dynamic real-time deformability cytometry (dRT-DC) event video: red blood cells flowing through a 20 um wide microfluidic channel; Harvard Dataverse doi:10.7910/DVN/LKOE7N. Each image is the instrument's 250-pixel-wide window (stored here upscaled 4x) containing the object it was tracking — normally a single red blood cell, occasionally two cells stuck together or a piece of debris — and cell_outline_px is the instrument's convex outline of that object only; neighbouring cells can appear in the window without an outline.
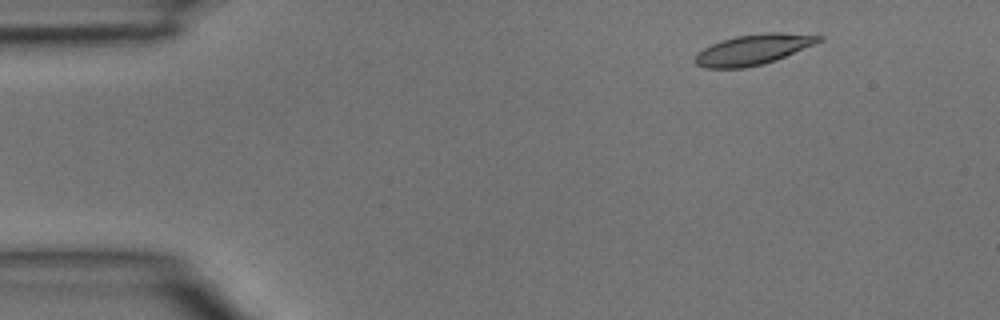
{"species": "common noctule bat (a hibernating species)", "species_latin": "Nyctalus noctula", "temperature_condition": "room temperature", "stored_images_in_passage": 4, "camera_frame_rate_fps": 3000, "um_per_image_px": 0.085, "animal": {"sex": "male", "body_mass_g": 15.6}, "frame": {"image": 1, "passage_image": 1, "time_ms": 0.0, "image_size_px": [1000, 320], "cell_outline_px": [[824, 40], [816, 44], [776, 60], [764, 64], [744, 68], [704, 68], [696, 64], [696, 56], [704, 48], [720, 40], [736, 36], [764, 32], [780, 32], [824, 36]], "centroid_in_image_um": [64.08, 4.2], "position_along_channel_um": 20.9, "area_um2": 21.96}}
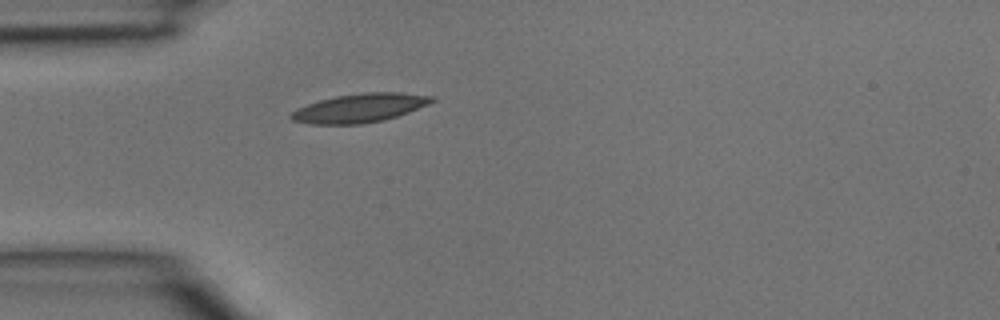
{"frame": {"image": 2, "passage_image": 3, "time_ms": 0.667, "image_size_px": [1000, 320], "cell_outline_px": [[436, 100], [428, 104], [408, 112], [384, 120], [360, 124], [312, 124], [292, 120], [288, 116], [292, 112], [308, 104], [320, 100], [336, 96], [364, 92], [400, 92], [436, 96]], "centroid_in_image_um": [30.62, 9.17], "position_along_channel_um": 54.4, "area_um2": 23.47}}